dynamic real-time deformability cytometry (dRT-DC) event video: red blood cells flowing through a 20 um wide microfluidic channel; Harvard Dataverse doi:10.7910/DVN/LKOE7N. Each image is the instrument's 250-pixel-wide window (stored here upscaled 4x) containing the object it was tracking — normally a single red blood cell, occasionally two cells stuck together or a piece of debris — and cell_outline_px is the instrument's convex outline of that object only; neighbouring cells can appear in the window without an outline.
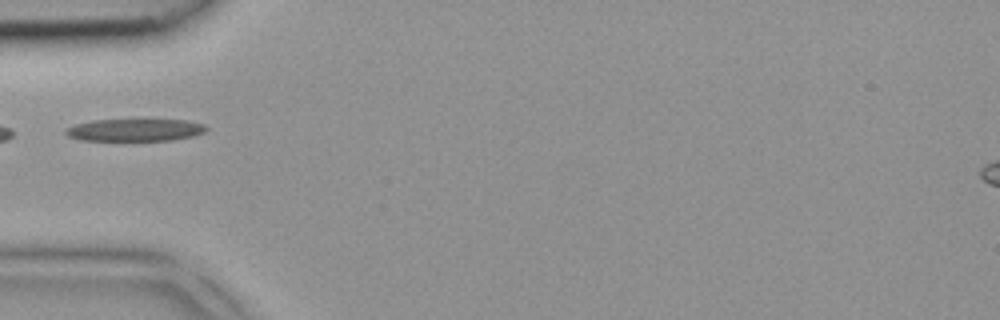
{"species": "common noctule bat (a hibernating species)", "species_latin": "Nyctalus noctula", "temperature_condition": "room temperature", "stored_images_in_passage": 4, "segment_of_instrument_passage": [2, 2], "camera_frame_rate_fps": 3000, "um_per_image_px": 0.085, "animal": {"sex": "female", "body_mass_g": 18.4}, "frame": {"image": 1, "passage_image": 4, "time_ms": 1.0, "image_size_px": [1000, 320], "cell_outline_px": [[208, 128], [204, 132], [192, 136], [172, 140], [80, 140], [68, 136], [64, 132], [64, 128], [76, 124], [92, 120], [184, 120], [204, 124]], "centroid_in_image_um": [11.44, 11.05], "position_along_channel_um": 73.6, "area_um2": 18.15}}